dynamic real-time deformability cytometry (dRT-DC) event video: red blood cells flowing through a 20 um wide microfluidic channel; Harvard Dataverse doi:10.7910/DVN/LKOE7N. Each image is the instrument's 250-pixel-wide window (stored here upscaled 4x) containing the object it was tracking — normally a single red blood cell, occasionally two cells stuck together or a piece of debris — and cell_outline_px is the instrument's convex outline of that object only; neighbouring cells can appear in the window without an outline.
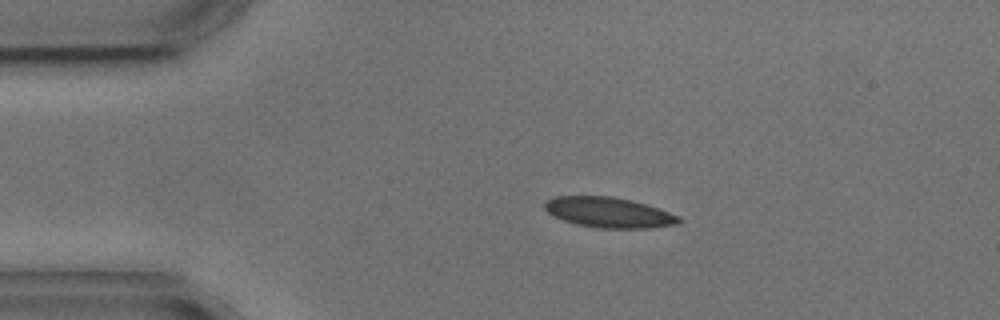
{"species": "common noctule bat (a hibernating species)", "species_latin": "Nyctalus noctula", "temperature_condition": "cold", "stored_images_in_passage": 3, "camera_frame_rate_fps": 3000, "um_per_image_px": 0.085, "animal": {"sex": "male", "body_mass_g": 17.9, "forearm_length_mm": 54.2}, "frame": {"image": 1, "passage_image": 1, "time_ms": 0.0, "image_size_px": [1000, 320], "cell_outline_px": [[684, 220], [680, 224], [652, 228], [600, 228], [576, 224], [564, 220], [548, 212], [544, 208], [544, 204], [548, 200], [556, 196], [612, 196], [632, 200], [648, 204], [660, 208], [680, 216]], "centroid_in_image_um": [51.85, 18.06], "position_along_channel_um": 33.2, "area_um2": 23.93}}
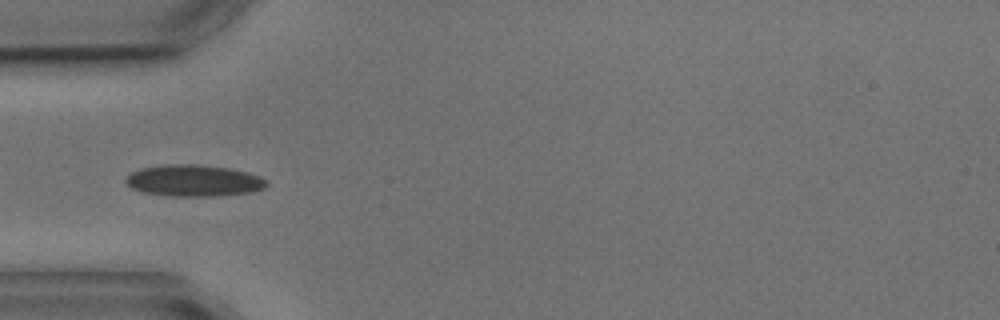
{"frame": {"image": 2, "passage_image": 2, "time_ms": 2.0, "image_size_px": [1000, 320], "cell_outline_px": [[268, 184], [264, 188], [248, 192], [216, 196], [172, 196], [144, 192], [132, 188], [124, 180], [132, 172], [140, 168], [168, 164], [196, 164], [228, 168], [248, 172], [260, 176], [268, 180]], "centroid_in_image_um": [16.49, 15.34], "position_along_channel_um": 68.5, "area_um2": 25.78}}